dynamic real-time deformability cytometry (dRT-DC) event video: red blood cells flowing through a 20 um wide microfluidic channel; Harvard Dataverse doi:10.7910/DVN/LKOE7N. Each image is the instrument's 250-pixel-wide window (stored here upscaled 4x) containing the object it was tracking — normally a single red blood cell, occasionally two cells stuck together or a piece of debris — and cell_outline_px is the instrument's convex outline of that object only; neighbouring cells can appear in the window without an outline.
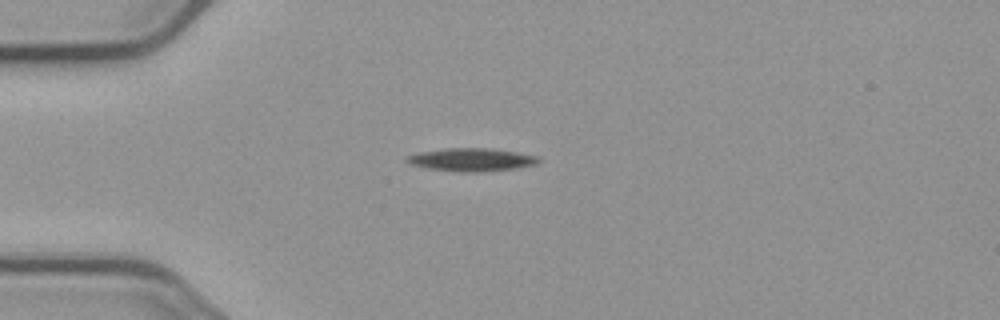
{"species": "common noctule bat (a hibernating species)", "species_latin": "Nyctalus noctula", "temperature_condition": "cold", "stored_images_in_passage": 9, "camera_frame_rate_fps": 3000, "um_per_image_px": 0.085, "animal": {"sex": "male", "body_mass_g": 23.1, "forearm_length_mm": 52.7}, "frame": {"image": 1, "passage_image": 4, "time_ms": 3.667, "image_size_px": [1000, 320], "cell_outline_px": [[540, 160], [536, 164], [516, 168], [472, 172], [468, 172], [428, 168], [412, 164], [404, 160], [408, 156], [420, 152], [448, 148], [488, 148], [516, 152], [536, 156]], "centroid_in_image_um": [40.08, 13.56], "position_along_channel_um": 44.9, "area_um2": 17.17}}
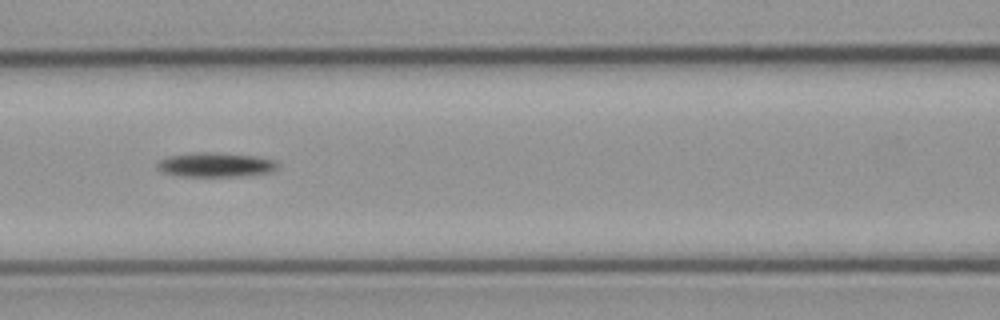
{"frame": {"image": 2, "passage_image": 7, "time_ms": 7.0, "image_size_px": [1000, 320], "cell_outline_px": [[280, 168], [272, 172], [240, 176], [176, 176], [160, 172], [156, 168], [156, 164], [160, 160], [168, 156], [196, 152], [208, 152], [256, 156], [272, 160], [280, 164]], "centroid_in_image_um": [18.3, 14.01], "position_along_channel_um": 148.3, "area_um2": 17.28}}
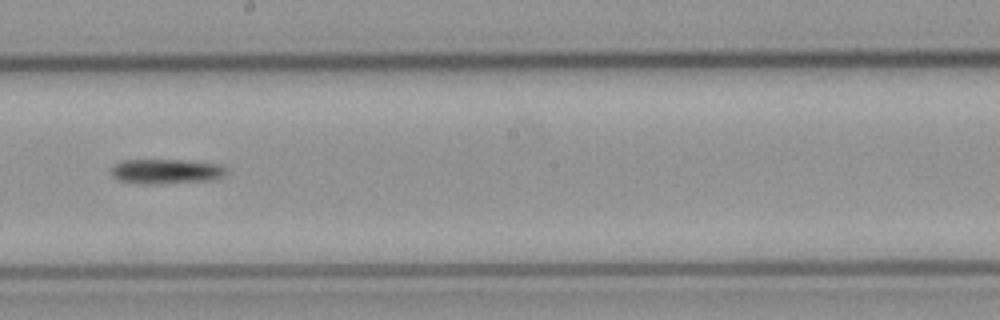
{"frame": {"image": 3, "passage_image": 9, "time_ms": 9.333, "image_size_px": [1000, 320], "cell_outline_px": [[228, 172], [224, 176], [216, 180], [160, 184], [136, 184], [120, 180], [112, 176], [112, 168], [116, 164], [124, 160], [180, 160], [220, 164], [228, 168]], "centroid_in_image_um": [14.19, 14.58], "position_along_channel_um": 234.0, "area_um2": 16.88}}